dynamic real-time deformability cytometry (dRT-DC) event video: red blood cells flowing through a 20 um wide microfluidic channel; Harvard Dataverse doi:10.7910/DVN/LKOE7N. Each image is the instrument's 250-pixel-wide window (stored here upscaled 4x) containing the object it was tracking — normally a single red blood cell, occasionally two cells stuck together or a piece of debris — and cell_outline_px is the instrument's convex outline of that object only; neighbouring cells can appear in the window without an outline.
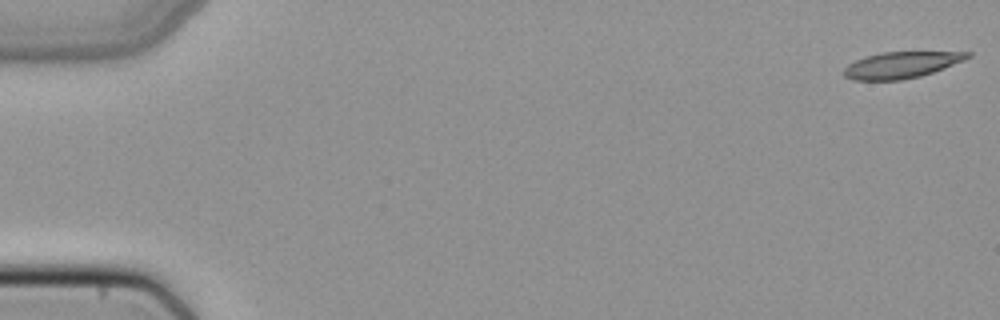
{"species": "common noctule bat (a hibernating species)", "species_latin": "Nyctalus noctula", "temperature_condition": "cold", "stored_images_in_passage": 8, "camera_frame_rate_fps": 3000, "um_per_image_px": 0.085, "animal": {"sex": "female", "body_mass_g": 22.7, "forearm_length_mm": 54.2}, "frame": {"image": 1, "passage_image": 1, "time_ms": 0.0, "image_size_px": [1000, 320], "cell_outline_px": [[972, 56], [964, 60], [944, 68], [920, 76], [900, 80], [852, 80], [844, 76], [844, 68], [848, 64], [864, 56], [880, 52], [972, 52]], "centroid_in_image_um": [76.59, 5.52], "position_along_channel_um": 8.4, "area_um2": 18.96}}